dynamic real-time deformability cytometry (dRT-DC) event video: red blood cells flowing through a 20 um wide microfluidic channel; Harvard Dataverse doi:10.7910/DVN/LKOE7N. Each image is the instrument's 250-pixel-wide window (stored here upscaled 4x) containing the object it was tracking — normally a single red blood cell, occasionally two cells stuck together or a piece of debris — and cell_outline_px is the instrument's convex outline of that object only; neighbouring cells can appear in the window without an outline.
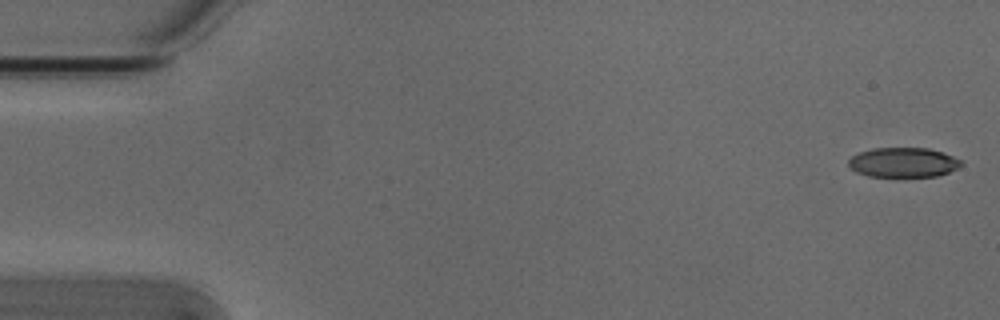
{"species": "Egyptian fruit bat (a non-hibernating species)", "species_latin": "Rousettus aegyptiacus", "temperature_condition": "cold", "stored_images_in_passage": 53, "camera_frame_rate_fps": 3000, "um_per_image_px": 0.085, "animal": {"sex": "male"}, "frame": {"image": 1, "passage_image": 1, "time_ms": 0.0, "image_size_px": [1000, 320], "cell_outline_px": [[964, 164], [948, 172], [936, 176], [868, 176], [856, 172], [848, 164], [848, 160], [852, 156], [860, 152], [872, 148], [928, 148], [944, 152], [960, 160]], "centroid_in_image_um": [76.77, 13.79], "position_along_channel_um": 8.2, "area_um2": 19.36}}
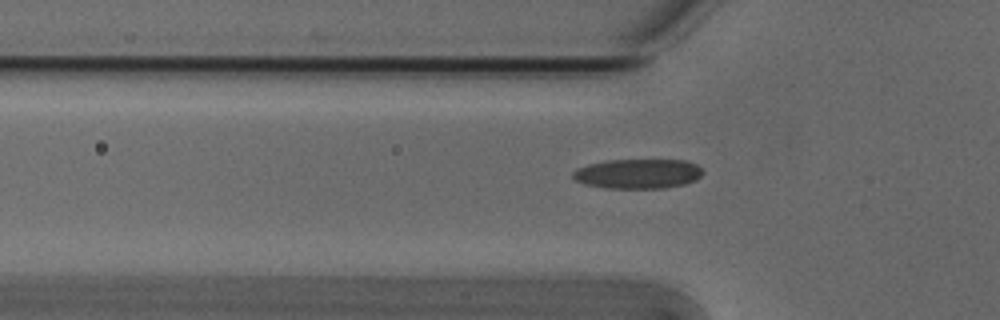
{"frame": {"image": 2, "passage_image": 17, "time_ms": 5.333, "image_size_px": [1000, 320], "cell_outline_px": [[704, 172], [696, 180], [684, 184], [664, 188], [604, 188], [584, 184], [576, 180], [572, 176], [572, 172], [576, 168], [588, 164], [608, 160], [684, 160], [696, 164]], "centroid_in_image_um": [54.2, 14.77], "position_along_channel_um": 71.6, "area_um2": 22.54}}
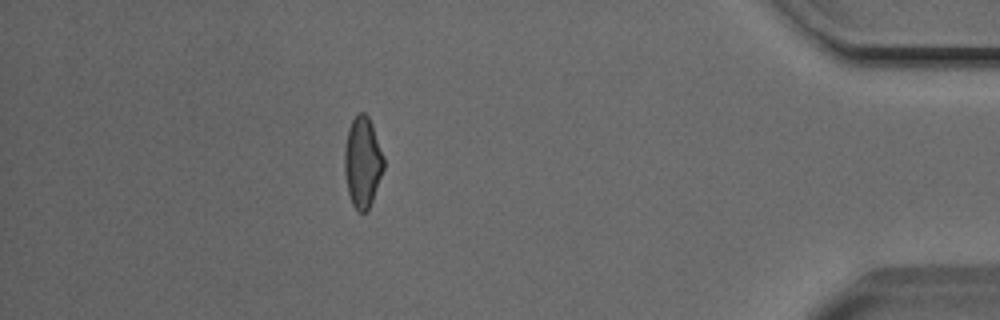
{"frame": {"image": 3, "passage_image": 47, "time_ms": 15.333, "image_size_px": [1000, 320], "cell_outline_px": [[384, 168], [368, 212], [360, 212], [352, 204], [348, 192], [344, 172], [344, 148], [348, 128], [356, 112], [364, 112], [368, 116], [372, 124], [384, 156]], "centroid_in_image_um": [30.81, 13.76], "position_along_channel_um": 404.4, "area_um2": 20.92}, "authors_computed_cell_mechanics": {"area_um2": 21.2126, "velocity_mm_per_s": 3.8266, "shape_relaxation_time_tau1_ms": 6.4843, "shape_relaxation_time_tau2_ms": 2.0038, "deformation_change_tau1": 0.1807, "deformation_change_tau2": 0.0785}}